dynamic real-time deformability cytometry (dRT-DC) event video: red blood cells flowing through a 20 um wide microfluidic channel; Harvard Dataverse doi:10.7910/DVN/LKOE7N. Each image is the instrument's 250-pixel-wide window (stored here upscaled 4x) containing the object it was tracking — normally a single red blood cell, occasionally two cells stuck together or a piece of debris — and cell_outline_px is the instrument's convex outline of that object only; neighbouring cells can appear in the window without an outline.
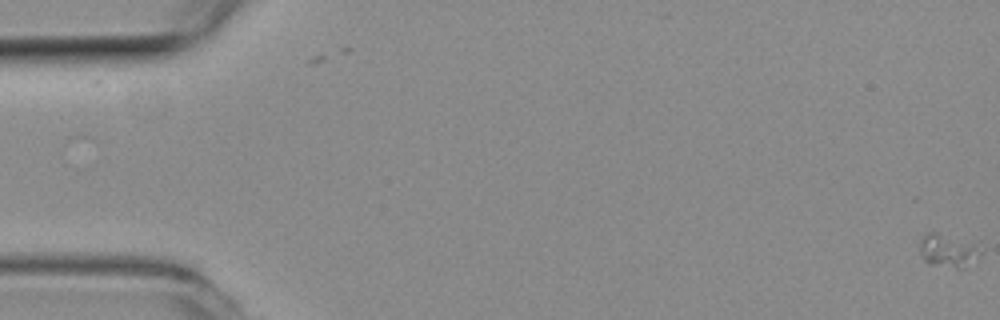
{"species": "common noctule bat (a hibernating species)", "species_latin": "Nyctalus noctula", "temperature_condition": "room temperature", "stored_images_in_passage": 2, "camera_frame_rate_fps": 3000, "um_per_image_px": 0.085, "animal": {"sex": "female", "body_mass_g": 19.3, "forearm_length_mm": 54.1}, "frame": {"image": 1, "passage_image": 2, "time_ms": 0.333, "image_size_px": [1000, 320], "cell_outline_px": [[984, 252], [964, 268], [956, 268], [928, 264], [924, 260], [920, 252], [920, 240], [928, 232], [936, 232], [976, 244]], "centroid_in_image_um": [80.58, 21.31], "position_along_channel_um": 4.4, "area_um2": 11.68}}